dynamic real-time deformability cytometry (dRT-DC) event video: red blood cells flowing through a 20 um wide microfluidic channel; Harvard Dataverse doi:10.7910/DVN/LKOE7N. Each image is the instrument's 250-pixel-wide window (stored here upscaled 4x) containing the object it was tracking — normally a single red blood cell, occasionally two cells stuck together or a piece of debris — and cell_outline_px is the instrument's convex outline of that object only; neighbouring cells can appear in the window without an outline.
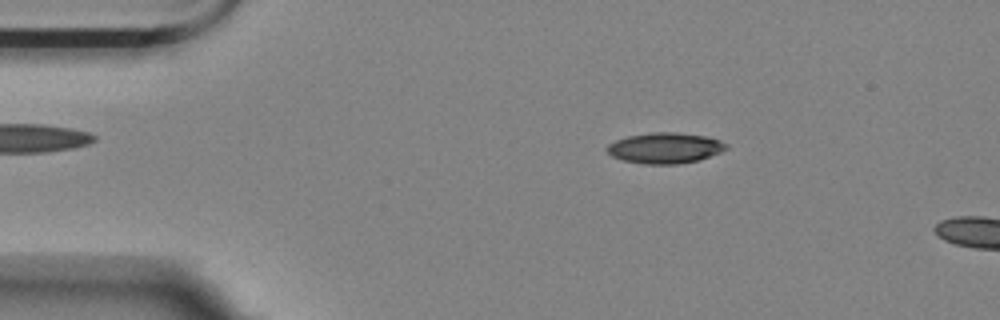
{"species": "Egyptian fruit bat (a non-hibernating species)", "species_latin": "Rousettus aegyptiacus", "temperature_condition": "room temperature", "stored_images_in_passage": 12, "camera_frame_rate_fps": 3000, "um_per_image_px": 0.085, "animal": {"sex": "female"}, "frame": {"image": 1, "passage_image": 9, "time_ms": 2.667, "image_size_px": [1000, 320], "cell_outline_px": [[728, 148], [720, 152], [700, 160], [680, 164], [644, 164], [624, 160], [612, 156], [604, 148], [608, 144], [616, 140], [628, 136], [652, 132], [676, 132], [708, 136], [720, 140], [728, 144]], "centroid_in_image_um": [56.55, 12.58], "position_along_channel_um": 28.5, "area_um2": 21.5}}